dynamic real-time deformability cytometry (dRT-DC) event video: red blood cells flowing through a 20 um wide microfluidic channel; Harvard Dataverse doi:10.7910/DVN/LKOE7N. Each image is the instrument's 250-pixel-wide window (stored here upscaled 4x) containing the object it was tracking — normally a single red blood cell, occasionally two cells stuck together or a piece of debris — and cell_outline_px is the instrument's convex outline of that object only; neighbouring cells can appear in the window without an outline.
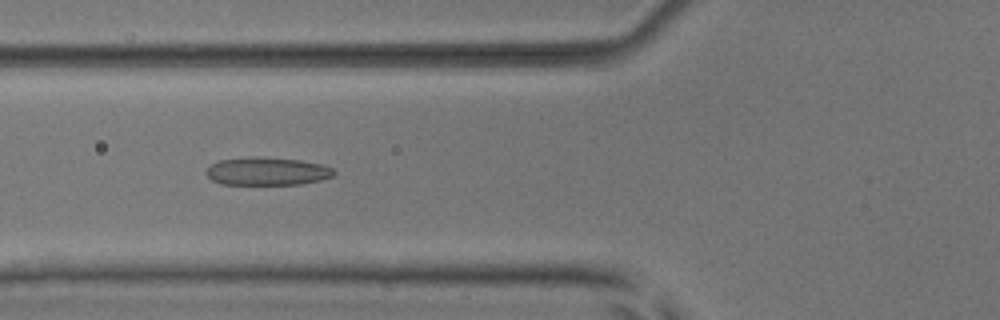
{"species": "common noctule bat (a hibernating species)", "species_latin": "Nyctalus noctula", "temperature_condition": "room temperature", "stored_images_in_passage": 8, "camera_frame_rate_fps": 3000, "um_per_image_px": 0.085, "animal": {"sex": "male", "body_mass_g": 17.9, "forearm_length_mm": 54.2}, "frame": {"image": 1, "passage_image": 6, "time_ms": 1.667, "image_size_px": [1000, 320], "cell_outline_px": [[336, 172], [332, 176], [320, 180], [300, 184], [220, 184], [212, 180], [204, 172], [212, 164], [220, 160], [248, 156], [256, 156], [300, 160], [320, 164], [332, 168]], "centroid_in_image_um": [22.68, 14.55], "position_along_channel_um": 103.1, "area_um2": 20.81}}
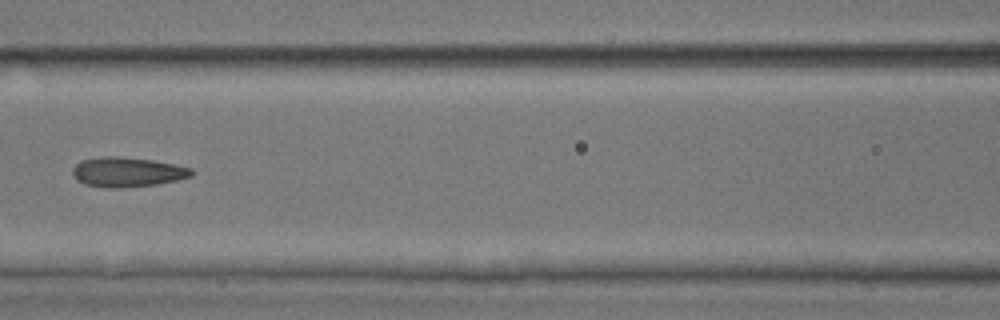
{"frame": {"image": 2, "passage_image": 7, "time_ms": 2.0, "image_size_px": [1000, 320], "cell_outline_px": [[196, 172], [192, 176], [176, 180], [156, 184], [116, 188], [104, 188], [84, 184], [76, 180], [72, 172], [72, 168], [80, 160], [104, 156], [116, 156], [152, 160], [192, 168]], "centroid_in_image_um": [10.8, 14.62], "position_along_channel_um": 155.8, "area_um2": 20.63}}
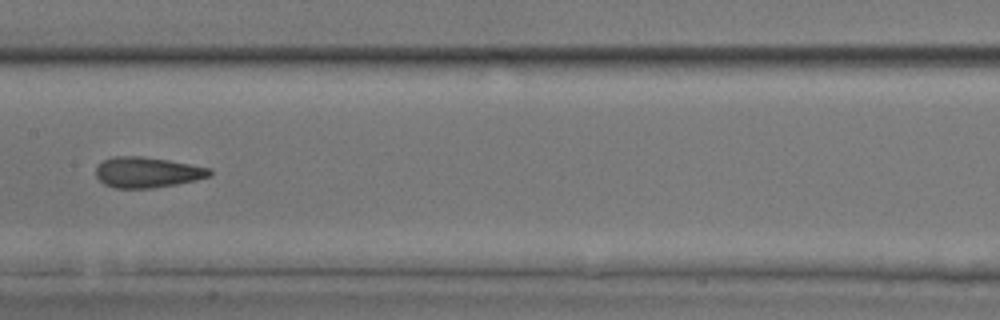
{"frame": {"image": 3, "passage_image": 8, "time_ms": 2.333, "image_size_px": [1000, 320], "cell_outline_px": [[212, 176], [196, 180], [176, 184], [152, 188], [112, 188], [104, 184], [96, 176], [96, 168], [104, 160], [112, 156], [144, 156], [168, 160], [212, 168]], "centroid_in_image_um": [12.53, 14.64], "position_along_channel_um": 194.9, "area_um2": 20.4}}